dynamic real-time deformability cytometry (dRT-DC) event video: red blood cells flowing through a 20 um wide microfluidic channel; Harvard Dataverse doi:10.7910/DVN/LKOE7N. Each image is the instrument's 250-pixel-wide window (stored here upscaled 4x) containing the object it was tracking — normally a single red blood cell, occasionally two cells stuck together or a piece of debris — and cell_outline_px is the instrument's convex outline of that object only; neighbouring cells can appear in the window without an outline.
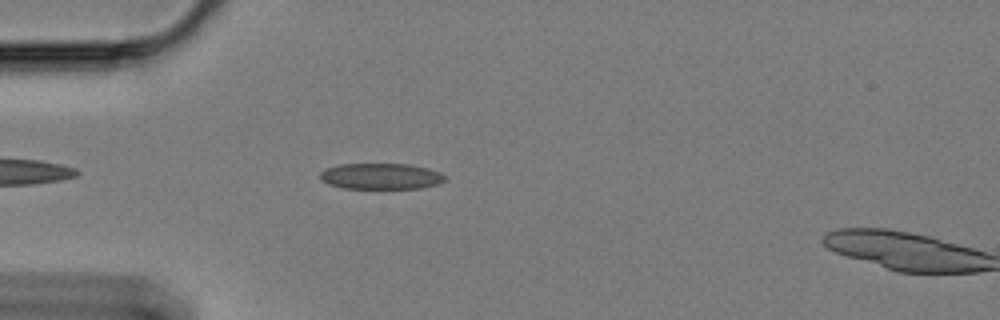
{"species": "Egyptian fruit bat (a non-hibernating species)", "species_latin": "Rousettus aegyptiacus", "temperature_condition": "cold", "stored_images_in_passage": 8, "camera_frame_rate_fps": 3000, "um_per_image_px": 0.085, "animal": {"sex": "female"}, "frame": {"image": 1, "passage_image": 6, "time_ms": 1.667, "image_size_px": [1000, 320], "cell_outline_px": [[448, 176], [444, 180], [436, 184], [420, 188], [344, 188], [328, 184], [320, 180], [320, 172], [328, 168], [340, 164], [408, 164], [428, 168], [440, 172]], "centroid_in_image_um": [32.38, 14.98], "position_along_channel_um": 52.6, "area_um2": 18.84}}